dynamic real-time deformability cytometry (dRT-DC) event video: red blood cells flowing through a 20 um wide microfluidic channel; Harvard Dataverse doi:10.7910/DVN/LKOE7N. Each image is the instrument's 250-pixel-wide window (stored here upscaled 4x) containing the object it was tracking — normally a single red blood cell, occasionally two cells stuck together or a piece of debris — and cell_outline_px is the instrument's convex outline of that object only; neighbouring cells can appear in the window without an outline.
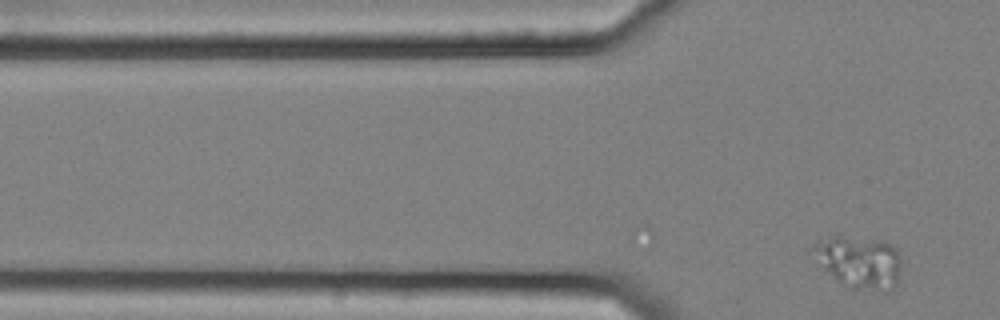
{"species": "common noctule bat (a hibernating species)", "species_latin": "Nyctalus noctula", "temperature_condition": "cold", "stored_images_in_passage": 3, "camera_frame_rate_fps": 3000, "um_per_image_px": 0.085, "animal": {"sex": "female", "body_mass_g": 25.1}, "frame": {"image": 1, "passage_image": 3, "time_ms": 0.667, "image_size_px": [1000, 320], "cell_outline_px": [[900, 272], [896, 284], [888, 292], [848, 288], [836, 280], [820, 264], [812, 248], [812, 244], [820, 236], [840, 236], [880, 240], [896, 248], [900, 260]], "centroid_in_image_um": [73.02, 22.27], "position_along_channel_um": 52.8, "area_um2": 27.05}}